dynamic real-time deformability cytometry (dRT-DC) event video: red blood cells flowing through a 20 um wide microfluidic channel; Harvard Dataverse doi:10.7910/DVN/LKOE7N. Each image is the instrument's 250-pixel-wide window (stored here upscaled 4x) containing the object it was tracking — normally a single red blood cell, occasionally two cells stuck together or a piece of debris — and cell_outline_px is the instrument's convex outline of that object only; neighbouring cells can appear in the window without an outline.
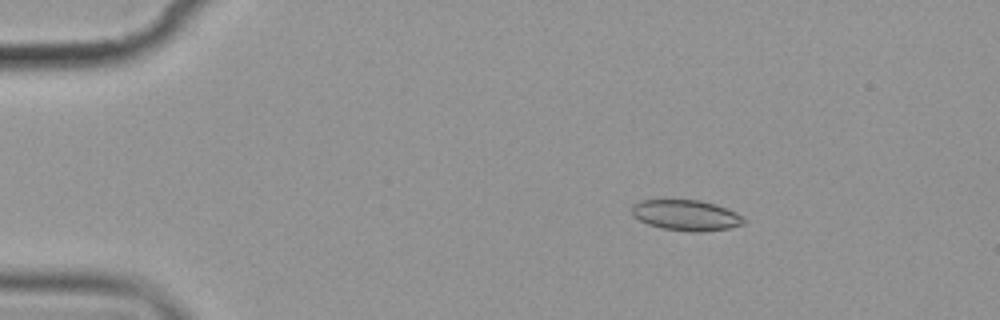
{"species": "common noctule bat (a hibernating species)", "species_latin": "Nyctalus noctula", "temperature_condition": "cold", "stored_images_in_passage": 6, "camera_frame_rate_fps": 3000, "um_per_image_px": 0.085, "animal": {"sex": "female", "body_mass_g": 19.9}, "frame": {"image": 1, "passage_image": 3, "time_ms": 3.0, "image_size_px": [1000, 320], "cell_outline_px": [[748, 220], [744, 224], [728, 228], [700, 232], [692, 232], [664, 228], [648, 224], [632, 216], [632, 204], [640, 200], [700, 200], [716, 204], [736, 212], [744, 216]], "centroid_in_image_um": [58.35, 18.29], "position_along_channel_um": 26.6, "area_um2": 20.11}}